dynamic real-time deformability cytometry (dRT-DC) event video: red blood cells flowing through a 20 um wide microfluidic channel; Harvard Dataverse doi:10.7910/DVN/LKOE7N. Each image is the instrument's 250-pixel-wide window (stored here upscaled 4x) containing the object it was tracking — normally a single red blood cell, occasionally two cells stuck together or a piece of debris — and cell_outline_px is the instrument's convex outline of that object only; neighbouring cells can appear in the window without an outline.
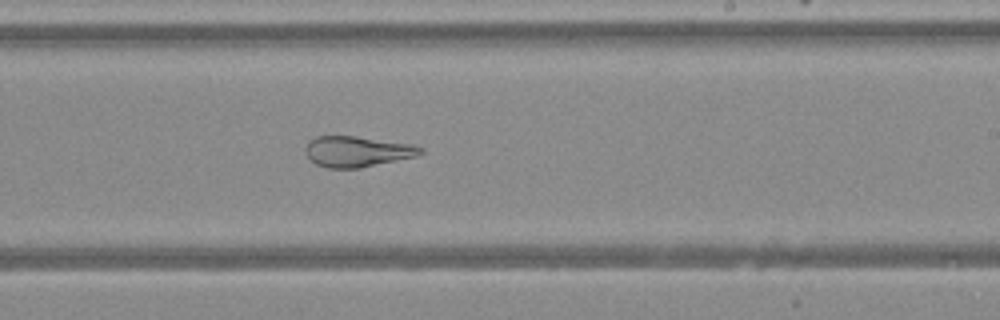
{"species": "Egyptian fruit bat (a non-hibernating species)", "species_latin": "Rousettus aegyptiacus", "temperature_condition": "warm", "stored_images_in_passage": 46, "camera_frame_rate_fps": 3000, "um_per_image_px": 0.085, "animal": {"sex": "female"}, "frame": {"image": 1, "passage_image": 28, "time_ms": 9.0, "image_size_px": [1000, 320], "cell_outline_px": [[424, 152], [416, 156], [360, 168], [324, 168], [316, 164], [308, 156], [304, 148], [308, 140], [316, 136], [356, 136], [412, 144], [424, 148]], "centroid_in_image_um": [30.34, 12.87], "position_along_channel_um": 258.7, "area_um2": 20.63}}
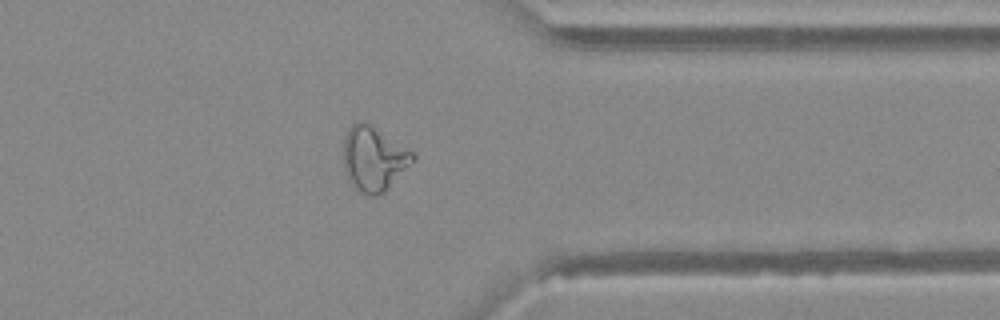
{"frame": {"image": 2, "passage_image": 37, "time_ms": 12.0, "image_size_px": [1000, 320], "cell_outline_px": [[416, 160], [384, 192], [376, 196], [368, 196], [352, 188], [344, 172], [344, 136], [348, 128], [352, 124], [360, 120], [364, 120], [416, 152]], "centroid_in_image_um": [31.78, 13.49], "position_along_channel_um": 379.6, "area_um2": 26.76}}
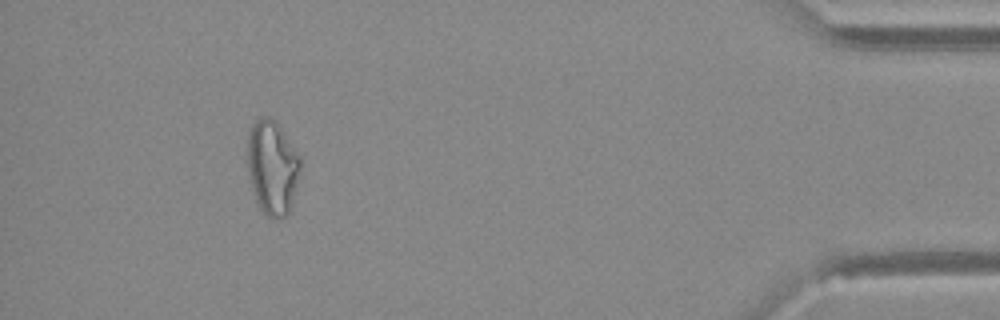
{"frame": {"image": 3, "passage_image": 43, "time_ms": 14.0, "image_size_px": [1000, 320], "cell_outline_px": [[300, 168], [292, 200], [288, 212], [284, 216], [276, 220], [272, 220], [264, 216], [256, 200], [252, 188], [248, 168], [248, 132], [252, 124], [260, 116], [268, 116], [276, 120], [300, 156]], "centroid_in_image_um": [23.13, 14.21], "position_along_channel_um": 412.1, "area_um2": 29.02}}